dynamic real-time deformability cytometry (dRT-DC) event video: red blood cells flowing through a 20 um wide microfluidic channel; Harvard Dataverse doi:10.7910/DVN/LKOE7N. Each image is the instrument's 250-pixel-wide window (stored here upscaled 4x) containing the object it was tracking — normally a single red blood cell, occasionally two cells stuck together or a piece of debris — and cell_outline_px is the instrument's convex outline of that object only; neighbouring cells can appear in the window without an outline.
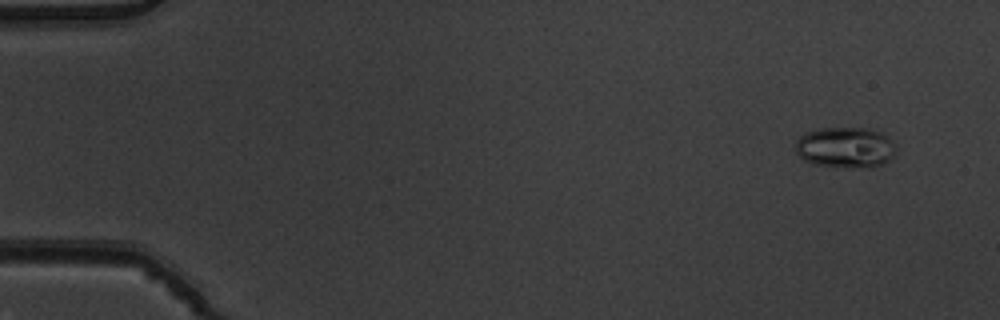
{"species": "common noctule bat (a hibernating species)", "species_latin": "Nyctalus noctula", "temperature_condition": "warm", "stored_images_in_passage": 9, "camera_frame_rate_fps": 3000, "um_per_image_px": 0.085, "animal": {"sex": "male", "body_mass_g": 19.5, "forearm_length_mm": 54.6}, "frame": {"image": 1, "passage_image": 2, "time_ms": 0.333, "image_size_px": [1000, 320], "cell_outline_px": [[896, 152], [888, 160], [872, 168], [868, 168], [812, 164], [804, 160], [796, 152], [796, 140], [800, 136], [808, 132], [820, 128], [868, 128], [884, 132], [888, 136], [896, 148]], "centroid_in_image_um": [71.88, 12.52], "position_along_channel_um": 13.1, "area_um2": 23.87}}
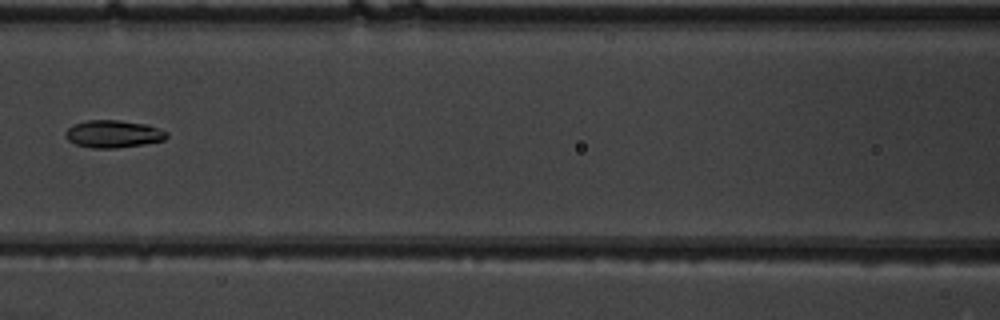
{"frame": {"image": 2, "passage_image": 8, "time_ms": 2.333, "image_size_px": [1000, 320], "cell_outline_px": [[168, 136], [164, 140], [144, 144], [116, 148], [92, 148], [76, 144], [68, 140], [64, 136], [64, 132], [72, 124], [88, 120], [120, 120], [148, 124], [168, 132]], "centroid_in_image_um": [9.62, 11.38], "position_along_channel_um": 157.0, "area_um2": 16.36}}
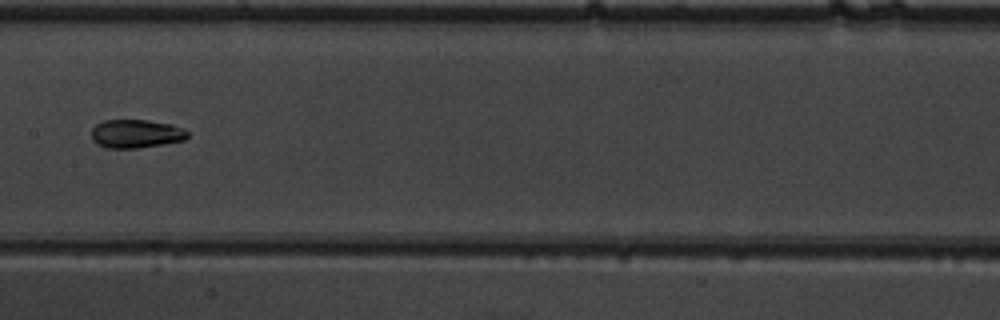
{"frame": {"image": 3, "passage_image": 9, "time_ms": 2.667, "image_size_px": [1000, 320], "cell_outline_px": [[188, 136], [184, 140], [136, 148], [104, 148], [96, 144], [92, 140], [92, 128], [96, 124], [104, 120], [148, 120], [168, 124], [180, 128], [188, 132]], "centroid_in_image_um": [11.49, 11.37], "position_along_channel_um": 195.9, "area_um2": 15.78}}